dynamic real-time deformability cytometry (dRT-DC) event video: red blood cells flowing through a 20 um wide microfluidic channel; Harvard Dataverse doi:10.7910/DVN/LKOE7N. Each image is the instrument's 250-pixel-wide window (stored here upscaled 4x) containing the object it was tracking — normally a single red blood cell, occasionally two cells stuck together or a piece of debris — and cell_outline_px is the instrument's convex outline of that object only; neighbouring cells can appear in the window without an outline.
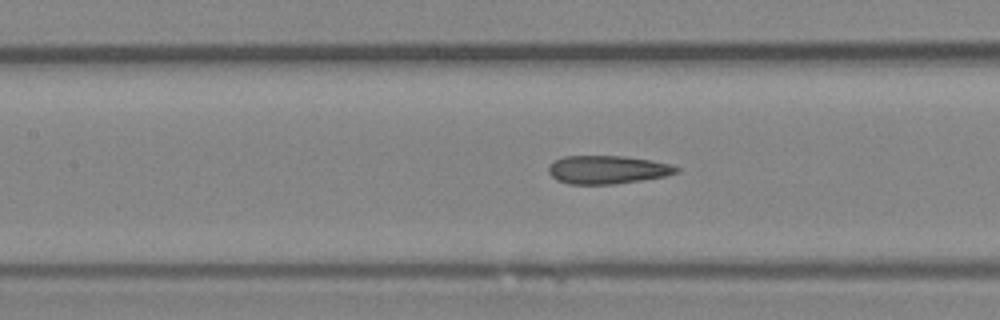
{"species": "Egyptian fruit bat (a non-hibernating species)", "species_latin": "Rousettus aegyptiacus", "temperature_condition": "room temperature", "stored_images_in_passage": 48, "camera_frame_rate_fps": 3000, "um_per_image_px": 0.085, "animal": {"sex": "female"}, "frame": {"image": 1, "passage_image": 21, "time_ms": 6.667, "image_size_px": [1000, 320], "cell_outline_px": [[680, 172], [668, 176], [616, 184], [568, 184], [556, 180], [548, 172], [548, 168], [556, 160], [564, 156], [624, 156], [652, 160], [672, 164], [680, 168]], "centroid_in_image_um": [51.69, 14.43], "position_along_channel_um": 155.7, "area_um2": 21.27}}
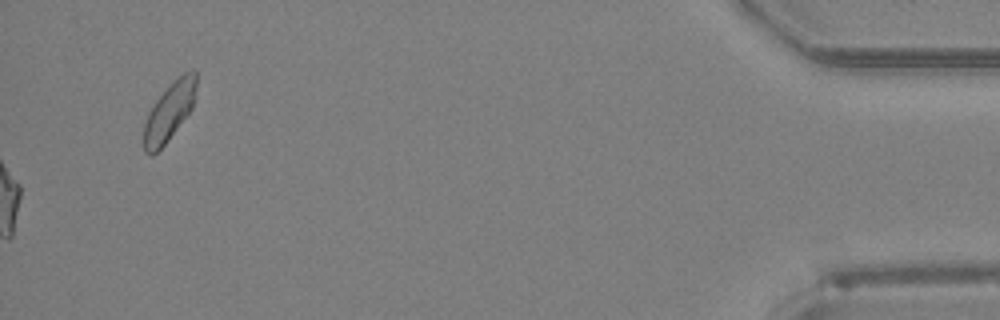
{"frame": {"image": 2, "passage_image": 48, "time_ms": 15.667, "image_size_px": [1000, 320], "cell_outline_px": [[196, 96], [192, 108], [164, 144], [152, 156], [144, 152], [144, 124], [148, 112], [156, 100], [184, 72], [196, 72]], "centroid_in_image_um": [14.38, 9.52], "position_along_channel_um": 420.8, "area_um2": 17.17}, "authors_computed_cell_mechanics": {"area_um2": 21.3282, "velocity_mm_per_s": 4.2927, "shape_relaxation_time_tau1_ms": null, "shape_relaxation_time_tau2_ms": 2.9585, "deformation_change_tau1": null, "deformation_change_tau2": 0.1157}}